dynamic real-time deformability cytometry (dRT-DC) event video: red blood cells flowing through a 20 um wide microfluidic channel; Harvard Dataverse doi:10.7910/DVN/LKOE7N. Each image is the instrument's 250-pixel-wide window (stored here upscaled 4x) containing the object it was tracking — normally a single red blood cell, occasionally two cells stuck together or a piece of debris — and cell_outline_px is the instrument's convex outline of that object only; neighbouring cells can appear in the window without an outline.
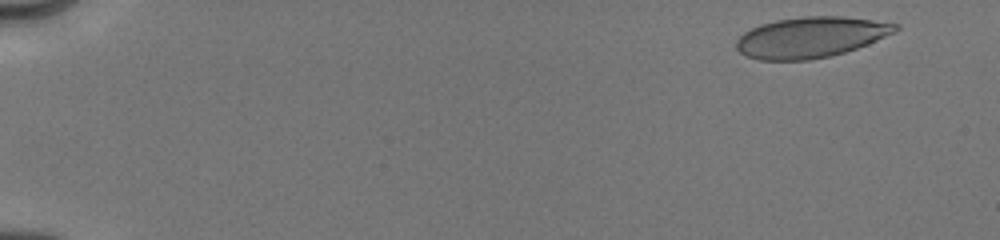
{"species": "human", "species_latin": "Homo sapiens", "temperature_condition": "cold", "stored_images_in_passage": 41, "camera_frame_rate_fps": 3000, "um_per_image_px": 0.085, "donor": {"sex": "male"}, "frame": {"image": 1, "passage_image": 2, "time_ms": 0.333, "image_size_px": [1000, 240], "cell_outline_px": [[900, 28], [868, 44], [844, 52], [828, 56], [808, 60], [760, 60], [748, 56], [740, 52], [736, 48], [736, 40], [744, 32], [760, 24], [776, 20], [804, 16], [840, 16], [872, 20], [900, 24]], "centroid_in_image_um": [68.88, 3.16], "position_along_channel_um": 16.1, "area_um2": 37.4}}
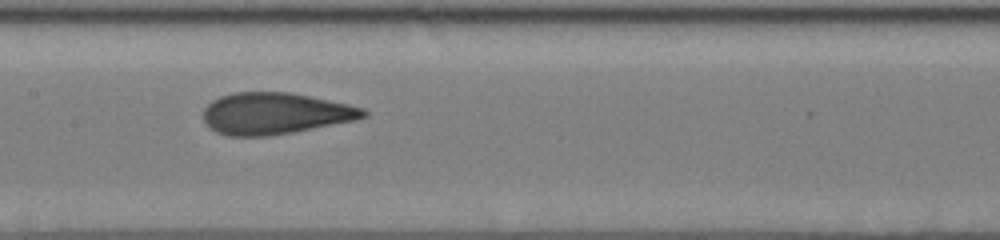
{"frame": {"image": 2, "passage_image": 22, "time_ms": 8.333, "image_size_px": [1000, 240], "cell_outline_px": [[368, 116], [356, 120], [292, 132], [268, 136], [228, 136], [216, 132], [208, 128], [204, 124], [204, 108], [212, 100], [220, 96], [236, 92], [292, 92], [348, 104], [364, 108], [368, 112]], "centroid_in_image_um": [23.37, 9.64], "position_along_channel_um": 184.0, "area_um2": 38.96}}
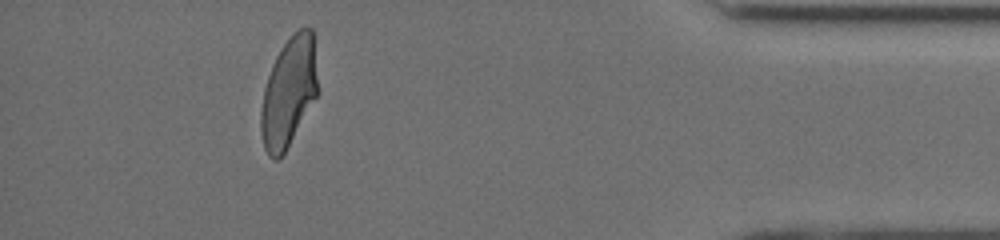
{"frame": {"image": 3, "passage_image": 36, "time_ms": 15.0, "image_size_px": [1000, 240], "cell_outline_px": [[316, 96], [284, 152], [276, 160], [272, 160], [268, 156], [264, 148], [260, 128], [260, 112], [264, 88], [272, 64], [280, 48], [292, 32], [300, 28], [312, 28], [316, 80]], "centroid_in_image_um": [24.49, 7.82], "position_along_channel_um": 410.7, "area_um2": 35.55}, "authors_computed_cell_mechanics": {"area_um2": 38.3214, "velocity_mm_per_s": 4.0142, "shape_relaxation_time_tau1_ms": 6.9978, "shape_relaxation_time_tau2_ms": 0.7936, "deformation_change_tau1": 0.2095, "deformation_change_tau2": 0.0625}}